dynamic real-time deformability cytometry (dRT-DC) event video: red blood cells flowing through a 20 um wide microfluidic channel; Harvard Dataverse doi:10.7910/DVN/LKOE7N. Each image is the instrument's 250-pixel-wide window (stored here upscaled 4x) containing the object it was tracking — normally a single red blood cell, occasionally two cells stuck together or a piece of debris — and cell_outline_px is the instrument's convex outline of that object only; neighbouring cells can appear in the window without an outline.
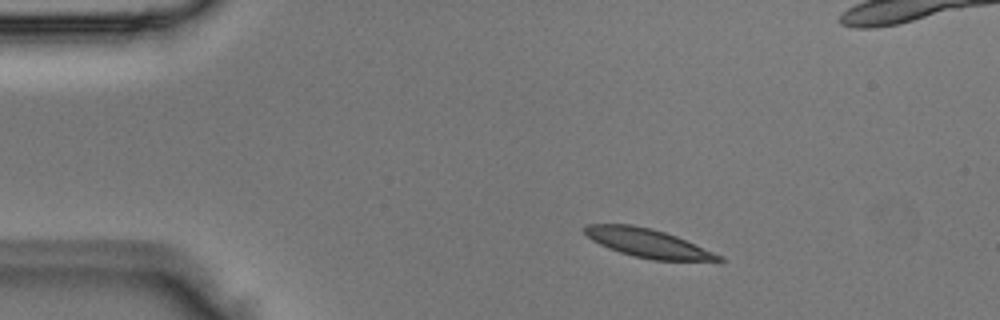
{"species": "Egyptian fruit bat (a non-hibernating species)", "species_latin": "Rousettus aegyptiacus", "temperature_condition": "room temperature", "stored_images_in_passage": 3, "camera_frame_rate_fps": 3000, "um_per_image_px": 0.085, "animal": {"sex": "male"}, "frame": {"image": 1, "passage_image": 1, "time_ms": 0.0, "image_size_px": [1000, 320], "cell_outline_px": [[724, 260], [720, 264], [652, 260], [632, 256], [608, 248], [592, 240], [580, 228], [584, 224], [632, 224], [652, 228], [676, 236], [724, 256]], "centroid_in_image_um": [55.2, 20.71], "position_along_channel_um": 29.8, "area_um2": 23.35}}